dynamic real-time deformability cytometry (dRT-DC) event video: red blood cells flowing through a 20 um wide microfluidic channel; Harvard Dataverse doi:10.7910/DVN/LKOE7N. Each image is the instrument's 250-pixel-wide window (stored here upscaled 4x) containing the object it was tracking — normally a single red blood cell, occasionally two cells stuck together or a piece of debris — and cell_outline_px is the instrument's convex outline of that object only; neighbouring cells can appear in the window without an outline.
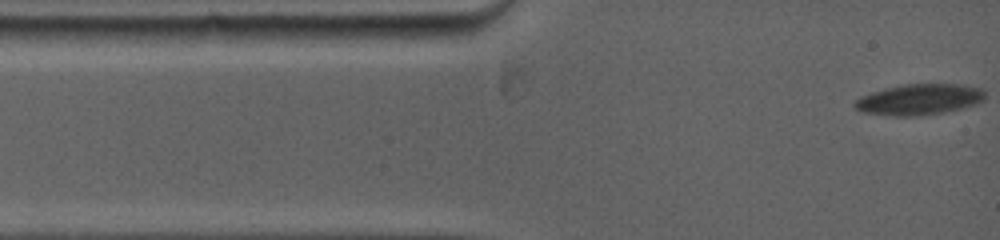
{"species": "common noctule bat (a hibernating species)", "species_latin": "Nyctalus noctula", "temperature_condition": "warm", "stored_images_in_passage": 54, "camera_frame_rate_fps": 5000, "um_per_image_px": 0.085, "animal": {"sex": "female", "body_mass_g": 19.0, "forearm_length_mm": 53.3}, "frame": {"image": 1, "passage_image": 1, "time_ms": 0.0, "image_size_px": [1000, 240], "cell_outline_px": [[984, 100], [976, 104], [944, 112], [920, 116], [892, 116], [864, 112], [856, 108], [856, 100], [860, 96], [884, 88], [904, 84], [960, 84], [984, 88]], "centroid_in_image_um": [78.16, 8.44], "position_along_channel_um": 6.8, "area_um2": 23.41}}
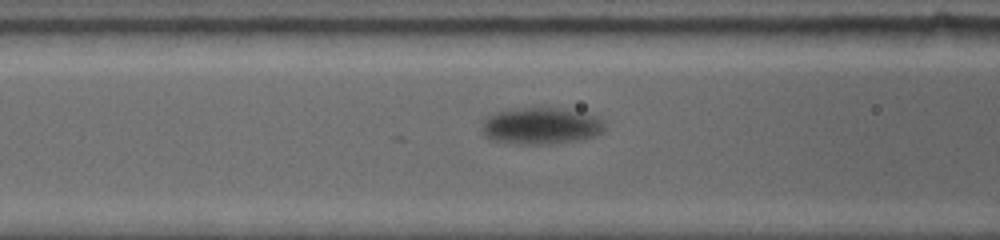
{"frame": {"image": 2, "passage_image": 42, "time_ms": 4.8, "image_size_px": [1000, 240], "cell_outline_px": [[604, 128], [600, 132], [588, 136], [568, 140], [540, 144], [528, 144], [496, 140], [488, 136], [480, 128], [480, 120], [484, 116], [496, 112], [516, 108], [556, 108], [596, 116], [604, 120]], "centroid_in_image_um": [45.87, 10.66], "position_along_channel_um": 120.7, "area_um2": 25.37}}
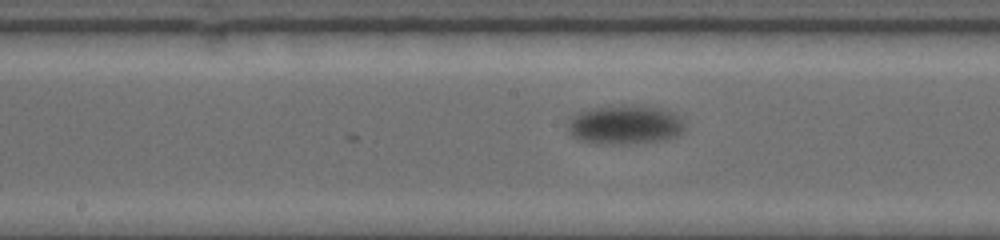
{"frame": {"image": 3, "passage_image": 53, "time_ms": 7.0, "image_size_px": [1000, 240], "cell_outline_px": [[680, 132], [676, 136], [664, 140], [628, 144], [600, 144], [576, 140], [572, 136], [568, 128], [568, 116], [576, 112], [588, 108], [612, 104], [644, 104], [660, 108], [672, 112], [680, 120]], "centroid_in_image_um": [52.99, 10.57], "position_along_channel_um": 195.2, "area_um2": 27.28}}